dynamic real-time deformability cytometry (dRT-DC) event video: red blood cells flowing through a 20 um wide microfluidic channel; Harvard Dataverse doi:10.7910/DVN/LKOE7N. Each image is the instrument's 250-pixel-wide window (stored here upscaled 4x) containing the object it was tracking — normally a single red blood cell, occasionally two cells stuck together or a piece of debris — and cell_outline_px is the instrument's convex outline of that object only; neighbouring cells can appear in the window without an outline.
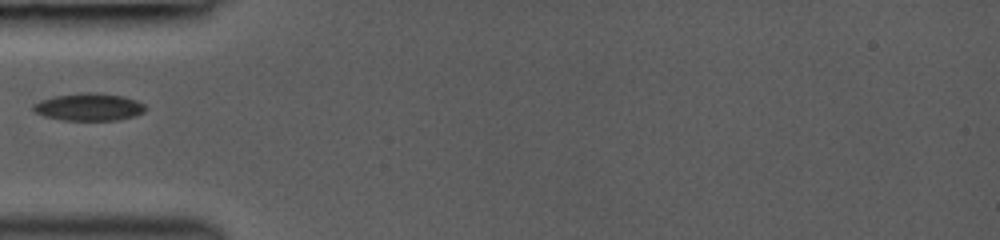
{"species": "common noctule bat (a hibernating species)", "species_latin": "Nyctalus noctula", "temperature_condition": "room temperature", "stored_images_in_passage": 28, "camera_frame_rate_fps": 3000, "um_per_image_px": 0.085, "animal": {"sex": "female", "body_mass_g": 19.0, "forearm_length_mm": 53.3}, "frame": {"image": 1, "passage_image": 1, "time_ms": 0.0, "image_size_px": [1000, 240], "cell_outline_px": [[148, 108], [144, 112], [136, 116], [120, 120], [64, 120], [44, 116], [36, 112], [32, 108], [32, 104], [40, 100], [56, 96], [88, 92], [96, 92], [124, 96], [136, 100], [144, 104]], "centroid_in_image_um": [7.61, 9.1], "position_along_channel_um": 77.4, "area_um2": 18.03}}
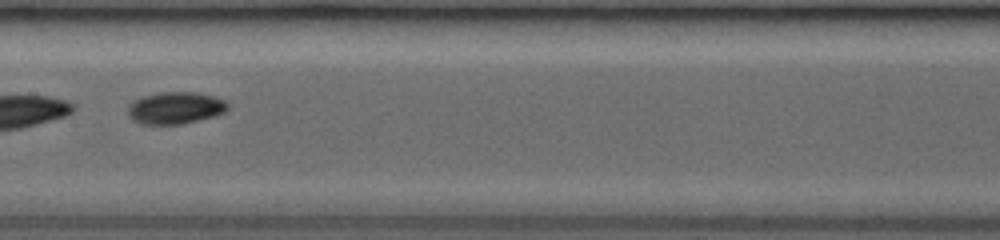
{"frame": {"image": 2, "passage_image": 9, "time_ms": 2.667, "image_size_px": [1000, 240], "cell_outline_px": [[228, 108], [224, 112], [216, 116], [180, 124], [140, 124], [132, 120], [128, 116], [128, 104], [144, 96], [160, 92], [196, 92], [228, 100]], "centroid_in_image_um": [14.92, 9.17], "position_along_channel_um": 192.5, "area_um2": 18.73}}